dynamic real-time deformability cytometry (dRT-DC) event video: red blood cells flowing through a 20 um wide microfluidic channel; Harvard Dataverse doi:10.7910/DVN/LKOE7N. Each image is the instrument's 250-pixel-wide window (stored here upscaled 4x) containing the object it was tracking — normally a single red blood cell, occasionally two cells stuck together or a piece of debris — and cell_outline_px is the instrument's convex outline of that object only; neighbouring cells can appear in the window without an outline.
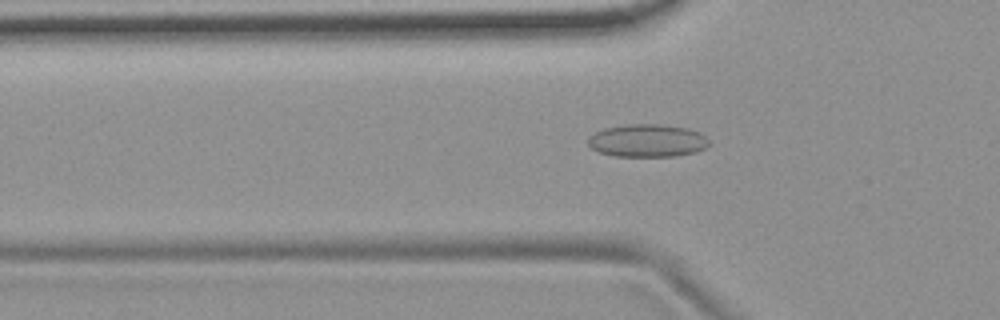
{"species": "common noctule bat (a hibernating species)", "species_latin": "Nyctalus noctula", "temperature_condition": "room temperature", "stored_images_in_passage": 54, "camera_frame_rate_fps": 3000, "um_per_image_px": 0.085, "animal": {"sex": "female", "body_mass_g": 19.9}, "frame": {"image": 1, "passage_image": 18, "time_ms": 5.667, "image_size_px": [1000, 320], "cell_outline_px": [[712, 144], [696, 152], [676, 156], [616, 156], [600, 152], [592, 148], [588, 144], [588, 136], [604, 128], [624, 124], [660, 124], [688, 128], [700, 132]], "centroid_in_image_um": [55.04, 11.94], "position_along_channel_um": 70.8, "area_um2": 23.24}}
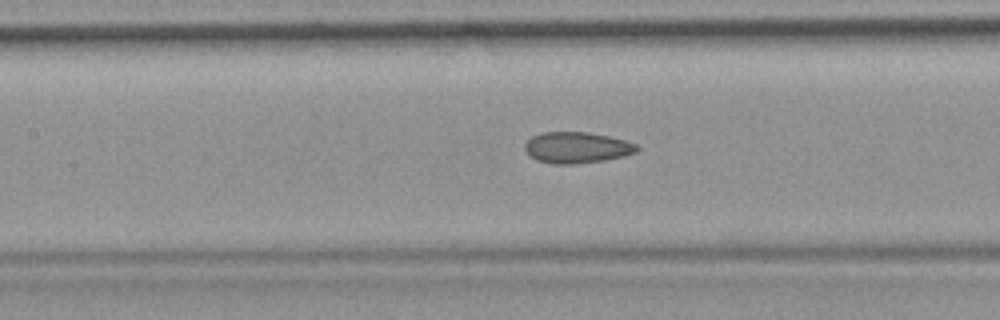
{"frame": {"image": 2, "passage_image": 25, "time_ms": 8.0, "image_size_px": [1000, 320], "cell_outline_px": [[640, 148], [636, 152], [624, 156], [604, 160], [576, 164], [552, 164], [536, 160], [524, 148], [524, 144], [532, 136], [540, 132], [588, 132], [608, 136], [624, 140], [636, 144]], "centroid_in_image_um": [49.02, 12.54], "position_along_channel_um": 158.4, "area_um2": 20.35}}
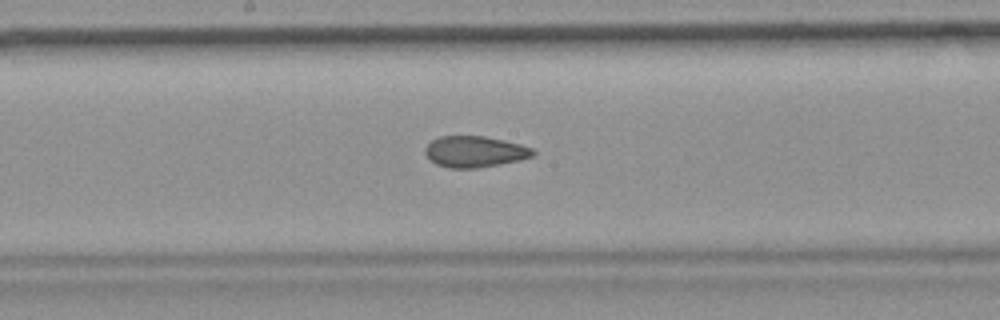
{"frame": {"image": 3, "passage_image": 29, "time_ms": 9.333, "image_size_px": [1000, 320], "cell_outline_px": [[536, 152], [532, 156], [520, 160], [500, 164], [476, 168], [448, 168], [436, 164], [428, 160], [424, 152], [424, 148], [432, 140], [440, 136], [484, 136], [504, 140], [520, 144], [532, 148]], "centroid_in_image_um": [40.32, 12.89], "position_along_channel_um": 207.9, "area_um2": 19.71}, "authors_computed_cell_mechanics": {"area_um2": 20.7502, "velocity_mm_per_s": 3.7354, "shape_relaxation_time_tau1_ms": null, "shape_relaxation_time_tau2_ms": 1.7993, "deformation_change_tau1": null, "deformation_change_tau2": 0.075}}